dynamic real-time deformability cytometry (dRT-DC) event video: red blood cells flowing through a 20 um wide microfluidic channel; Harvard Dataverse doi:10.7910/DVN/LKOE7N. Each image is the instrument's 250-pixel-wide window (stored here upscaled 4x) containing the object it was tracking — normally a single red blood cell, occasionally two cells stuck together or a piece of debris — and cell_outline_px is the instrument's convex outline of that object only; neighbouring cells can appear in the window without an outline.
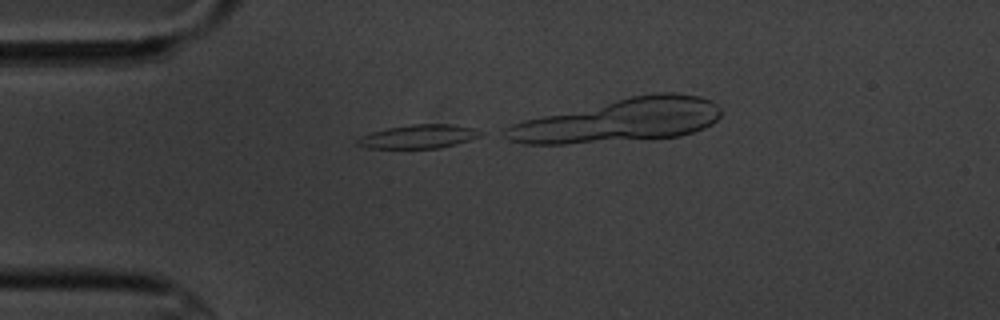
{"species": "common noctule bat (a hibernating species)", "species_latin": "Nyctalus noctula", "temperature_condition": "cold", "stored_images_in_passage": 5, "camera_frame_rate_fps": 3000, "um_per_image_px": 0.085, "animal": {"sex": "male", "body_mass_g": 20.1, "forearm_length_mm": 53.5}, "frame": {"image": 1, "passage_image": 3, "time_ms": 3.0, "image_size_px": [1000, 320], "cell_outline_px": [[484, 132], [480, 136], [456, 144], [440, 148], [368, 148], [356, 144], [356, 140], [360, 136], [372, 132], [388, 128], [412, 124], [452, 124], [472, 128]], "centroid_in_image_um": [35.57, 11.6], "position_along_channel_um": 49.4, "area_um2": 16.88}}